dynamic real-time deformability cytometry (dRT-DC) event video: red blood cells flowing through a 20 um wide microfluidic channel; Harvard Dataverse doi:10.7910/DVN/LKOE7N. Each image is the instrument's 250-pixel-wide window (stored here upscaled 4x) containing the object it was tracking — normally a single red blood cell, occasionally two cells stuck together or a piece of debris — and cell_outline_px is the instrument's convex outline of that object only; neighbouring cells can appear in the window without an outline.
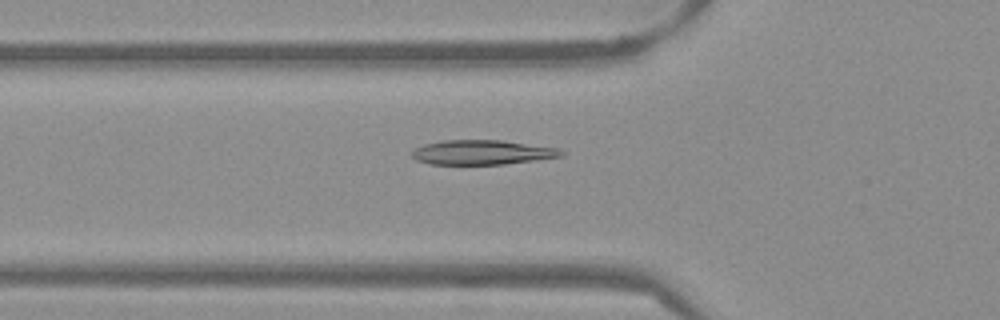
{"species": "Egyptian fruit bat (a non-hibernating species)", "species_latin": "Rousettus aegyptiacus", "temperature_condition": "warm", "stored_images_in_passage": 47, "camera_frame_rate_fps": 3000, "um_per_image_px": 0.085, "frame": {"image": 1, "passage_image": 13, "time_ms": 4.0, "image_size_px": [1000, 320], "cell_outline_px": [[564, 156], [504, 164], [428, 164], [416, 160], [412, 156], [412, 152], [416, 148], [424, 144], [444, 140], [500, 140], [560, 148], [564, 152]], "centroid_in_image_um": [40.99, 12.95], "position_along_channel_um": 84.8, "area_um2": 21.33}}
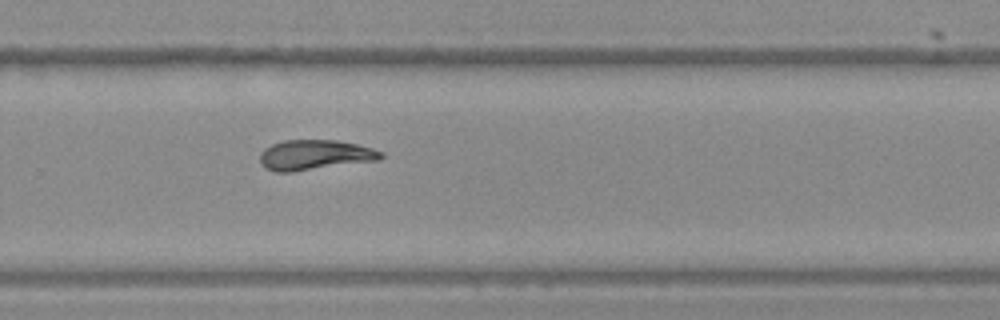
{"frame": {"image": 2, "passage_image": 30, "time_ms": 9.667, "image_size_px": [1000, 320], "cell_outline_px": [[384, 156], [380, 160], [292, 172], [276, 172], [264, 168], [260, 164], [260, 152], [264, 148], [272, 144], [284, 140], [336, 140], [356, 144], [372, 148], [384, 152]], "centroid_in_image_um": [26.75, 13.18], "position_along_channel_um": 303.0, "area_um2": 21.44}}
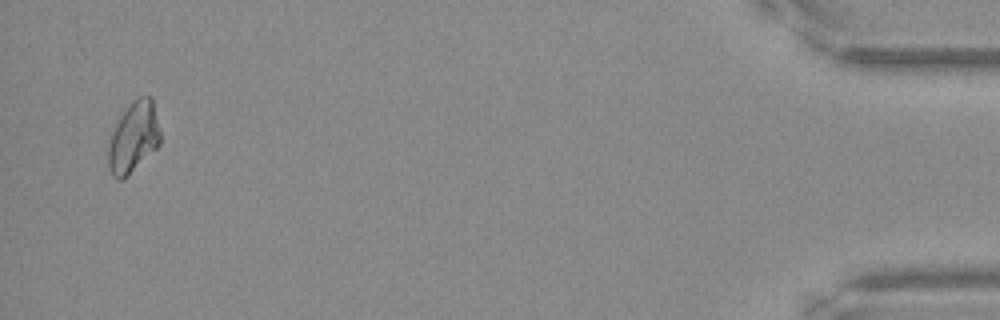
{"frame": {"image": 3, "passage_image": 46, "time_ms": 15.0, "image_size_px": [1000, 320], "cell_outline_px": [[160, 144], [156, 148], [120, 180], [112, 176], [108, 168], [108, 148], [112, 132], [120, 116], [128, 104], [132, 100], [140, 96], [152, 96], [160, 132]], "centroid_in_image_um": [11.34, 11.62], "position_along_channel_um": 423.9, "area_um2": 21.04}, "authors_computed_cell_mechanics": {"area_um2": 21.097, "velocity_mm_per_s": 3.8377, "shape_relaxation_time_tau1_ms": null, "shape_relaxation_time_tau2_ms": 2.6372, "deformation_change_tau1": null, "deformation_change_tau2": 0.075}}